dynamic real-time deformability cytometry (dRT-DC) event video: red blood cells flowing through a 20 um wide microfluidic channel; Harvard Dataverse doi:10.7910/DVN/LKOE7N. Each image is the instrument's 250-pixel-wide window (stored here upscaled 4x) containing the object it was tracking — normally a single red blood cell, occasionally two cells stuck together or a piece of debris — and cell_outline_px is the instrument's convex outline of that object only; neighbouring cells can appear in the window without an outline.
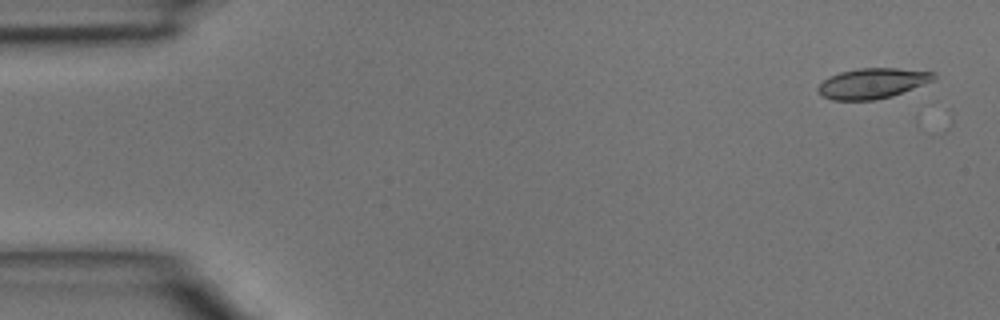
{"species": "common noctule bat (a hibernating species)", "species_latin": "Nyctalus noctula", "temperature_condition": "room temperature", "stored_images_in_passage": 12, "camera_frame_rate_fps": 3000, "um_per_image_px": 0.085, "animal": {"sex": "male", "body_mass_g": 15.6}, "frame": {"image": 1, "passage_image": 2, "time_ms": 0.333, "image_size_px": [1000, 320], "cell_outline_px": [[936, 76], [932, 80], [892, 96], [876, 100], [832, 100], [820, 96], [816, 88], [828, 76], [840, 72], [860, 68], [896, 68], [936, 72]], "centroid_in_image_um": [74.1, 7.08], "position_along_channel_um": 10.9, "area_um2": 20.4}}
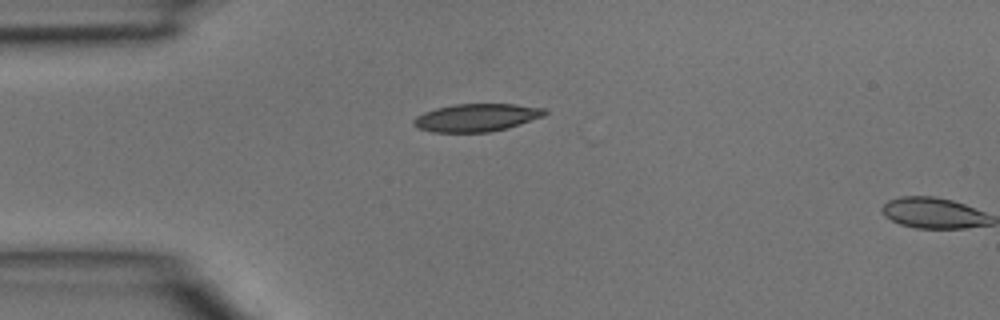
{"frame": {"image": 2, "passage_image": 11, "time_ms": 3.333, "image_size_px": [1000, 320], "cell_outline_px": [[548, 112], [544, 116], [508, 128], [488, 132], [432, 132], [416, 128], [412, 124], [412, 120], [416, 116], [424, 112], [436, 108], [456, 104], [516, 104], [544, 108]], "centroid_in_image_um": [40.48, 10.0], "position_along_channel_um": 44.5, "area_um2": 21.33}}